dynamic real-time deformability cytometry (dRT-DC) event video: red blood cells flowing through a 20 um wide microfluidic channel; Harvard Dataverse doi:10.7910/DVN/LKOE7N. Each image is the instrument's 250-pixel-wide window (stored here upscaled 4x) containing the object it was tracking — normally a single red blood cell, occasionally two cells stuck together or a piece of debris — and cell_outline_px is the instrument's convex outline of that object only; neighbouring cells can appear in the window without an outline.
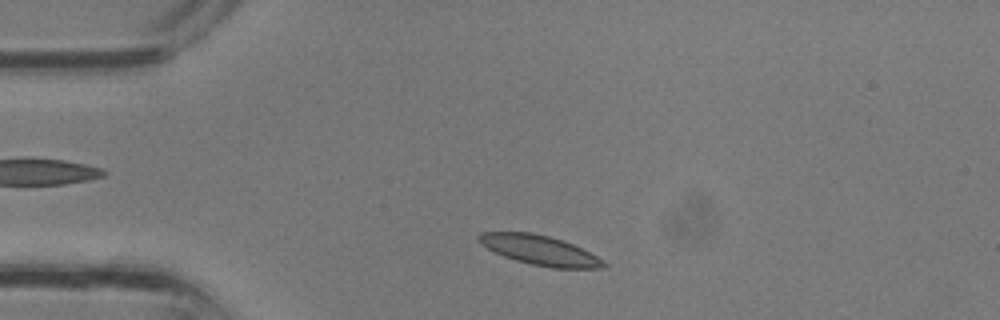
{"species": "common noctule bat (a hibernating species)", "species_latin": "Nyctalus noctula", "temperature_condition": "room temperature", "stored_images_in_passage": 27, "camera_frame_rate_fps": 3000, "um_per_image_px": 0.085, "animal": {"sex": "male", "body_mass_g": 13.3}, "frame": {"image": 1, "passage_image": 2, "time_ms": 0.333, "image_size_px": [1000, 320], "cell_outline_px": [[608, 268], [552, 268], [532, 264], [516, 260], [504, 256], [480, 244], [476, 240], [476, 236], [480, 232], [532, 232], [548, 236], [572, 244], [604, 260], [608, 264]], "centroid_in_image_um": [45.86, 21.26], "position_along_channel_um": 39.1, "area_um2": 21.44}}
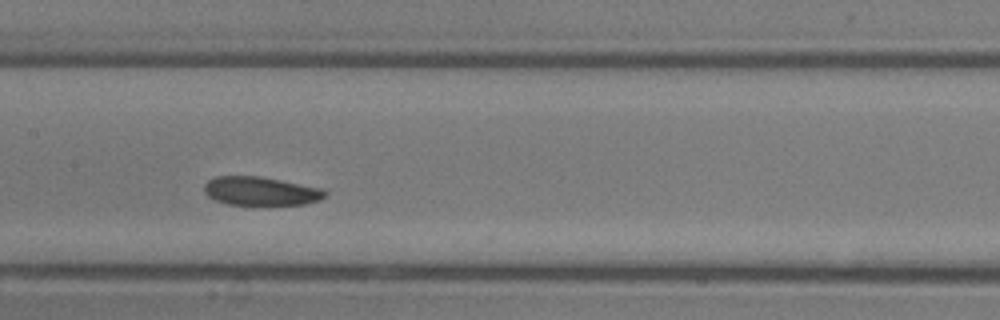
{"frame": {"image": 2, "passage_image": 11, "time_ms": 3.333, "image_size_px": [1000, 320], "cell_outline_px": [[328, 196], [320, 200], [304, 204], [268, 208], [228, 204], [216, 200], [208, 196], [204, 192], [204, 184], [208, 180], [216, 176], [260, 176], [324, 188], [328, 192]], "centroid_in_image_um": [22.23, 16.29], "position_along_channel_um": 185.2, "area_um2": 21.33}}
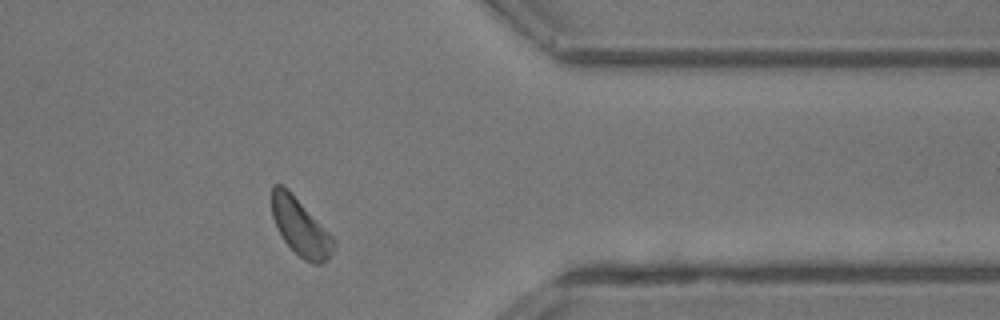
{"frame": {"image": 3, "passage_image": 22, "time_ms": 7.0, "image_size_px": [1000, 320], "cell_outline_px": [[336, 240], [332, 252], [328, 260], [320, 264], [316, 264], [304, 260], [284, 240], [272, 216], [272, 184], [280, 184], [288, 188]], "centroid_in_image_um": [25.55, 19.29], "position_along_channel_um": 385.9, "area_um2": 20.29}}